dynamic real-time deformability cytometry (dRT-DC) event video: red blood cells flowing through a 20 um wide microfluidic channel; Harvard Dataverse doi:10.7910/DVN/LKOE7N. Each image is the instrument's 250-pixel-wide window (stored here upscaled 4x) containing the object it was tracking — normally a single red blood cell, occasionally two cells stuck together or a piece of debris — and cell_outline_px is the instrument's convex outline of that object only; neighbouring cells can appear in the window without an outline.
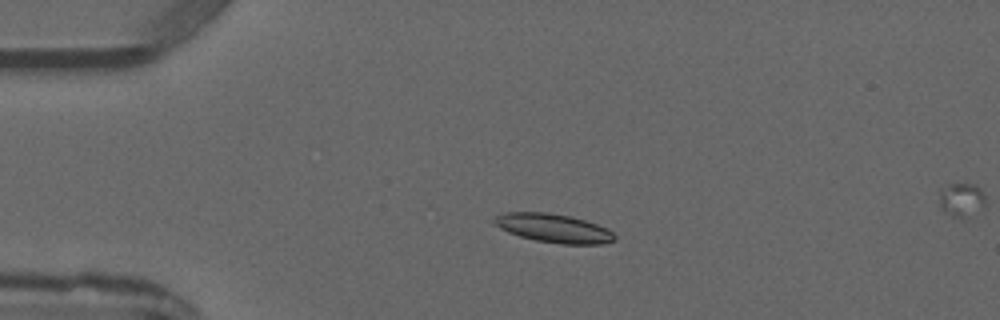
{"species": "common noctule bat (a hibernating species)", "species_latin": "Nyctalus noctula", "temperature_condition": "warm", "stored_images_in_passage": 3, "camera_frame_rate_fps": 3000, "um_per_image_px": 0.085, "animal": {"sex": "male", "forearm_length_mm": 52.5}, "frame": {"image": 1, "passage_image": 2, "time_ms": 1.0, "image_size_px": [1000, 320], "cell_outline_px": [[616, 240], [604, 244], [564, 244], [536, 240], [520, 236], [508, 232], [500, 228], [492, 220], [496, 216], [504, 212], [548, 212], [572, 216], [608, 228], [616, 236]], "centroid_in_image_um": [47.08, 19.39], "position_along_channel_um": 37.9, "area_um2": 20.17}}